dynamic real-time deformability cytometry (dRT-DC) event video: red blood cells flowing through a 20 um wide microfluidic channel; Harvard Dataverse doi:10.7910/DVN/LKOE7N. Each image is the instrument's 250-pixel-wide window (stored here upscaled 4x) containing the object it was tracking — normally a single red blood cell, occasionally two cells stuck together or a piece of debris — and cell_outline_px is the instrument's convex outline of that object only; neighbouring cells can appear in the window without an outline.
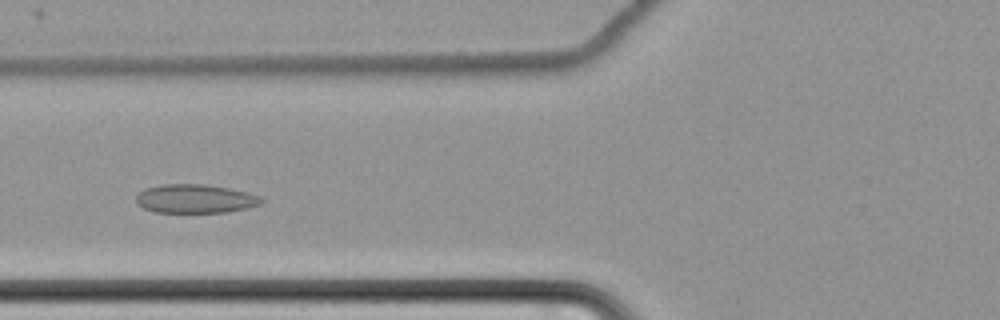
{"species": "common noctule bat (a hibernating species)", "species_latin": "Nyctalus noctula", "temperature_condition": "cold", "stored_images_in_passage": 42, "camera_frame_rate_fps": 3000, "um_per_image_px": 0.085, "animal": {"sex": "female", "body_mass_g": 22.7, "forearm_length_mm": 54.2}, "frame": {"image": 1, "passage_image": 6, "time_ms": 1.667, "image_size_px": [1000, 320], "cell_outline_px": [[264, 204], [228, 212], [156, 212], [144, 208], [136, 204], [136, 196], [144, 188], [160, 184], [204, 184], [228, 188], [248, 192], [260, 196], [264, 200]], "centroid_in_image_um": [16.61, 16.89], "position_along_channel_um": 109.2, "area_um2": 21.15}}
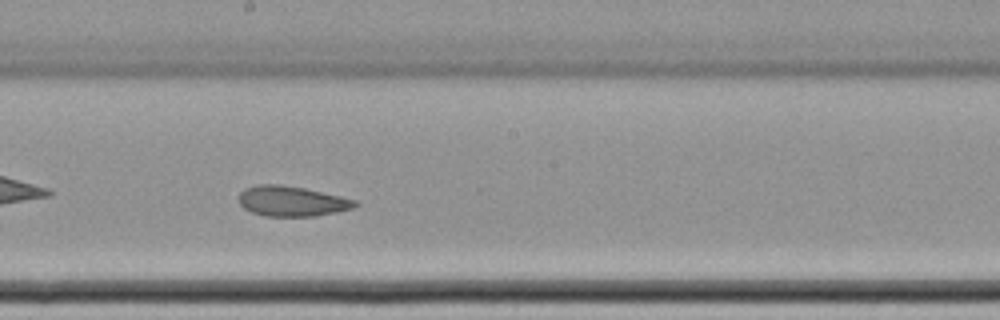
{"frame": {"image": 2, "passage_image": 16, "time_ms": 5.0, "image_size_px": [1000, 320], "cell_outline_px": [[360, 204], [352, 208], [336, 212], [312, 216], [268, 216], [252, 212], [244, 208], [240, 204], [236, 196], [244, 188], [256, 184], [280, 184], [304, 188], [340, 196], [356, 200]], "centroid_in_image_um": [24.76, 17.08], "position_along_channel_um": 223.4, "area_um2": 20.52}}
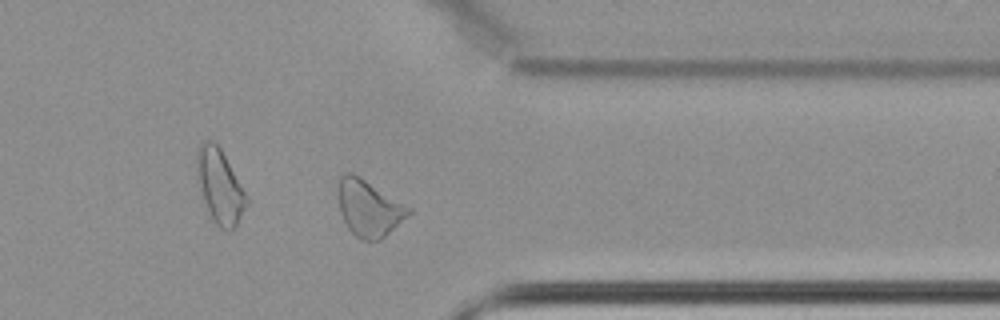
{"frame": {"image": 3, "passage_image": 30, "time_ms": 9.667, "image_size_px": [1000, 320], "cell_outline_px": [[412, 212], [408, 216], [380, 240], [360, 240], [348, 228], [340, 212], [336, 192], [336, 180], [344, 172], [352, 172], [360, 176], [412, 208]], "centroid_in_image_um": [31.31, 17.65], "position_along_channel_um": 380.1, "area_um2": 23.52}, "authors_computed_cell_mechanics": {"area_um2": 21.4438, "velocity_mm_per_s": 3.4294, "shape_relaxation_time_tau1_ms": null, "shape_relaxation_time_tau2_ms": 2.8743, "deformation_change_tau1": null, "deformation_change_tau2": 0.0693}}